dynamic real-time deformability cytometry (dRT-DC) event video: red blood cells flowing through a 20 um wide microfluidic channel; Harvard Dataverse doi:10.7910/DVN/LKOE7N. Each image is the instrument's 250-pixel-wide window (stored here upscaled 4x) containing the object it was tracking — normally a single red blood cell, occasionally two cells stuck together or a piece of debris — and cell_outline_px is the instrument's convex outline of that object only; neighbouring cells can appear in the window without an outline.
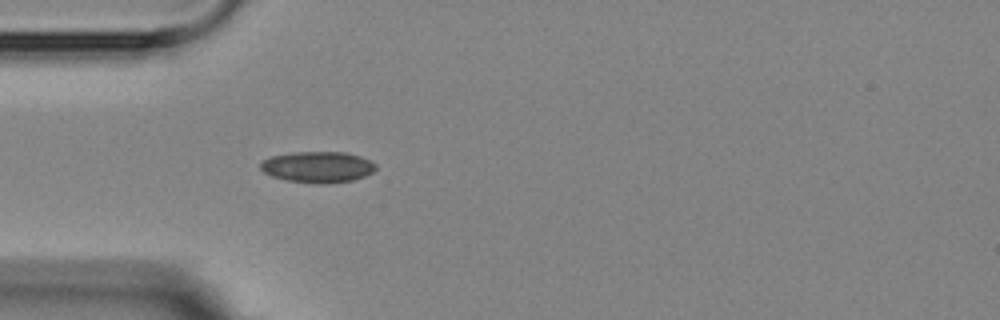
{"species": "Egyptian fruit bat (a non-hibernating species)", "species_latin": "Rousettus aegyptiacus", "temperature_condition": "room temperature", "stored_images_in_passage": 2, "camera_frame_rate_fps": 3000, "um_per_image_px": 0.085, "animal": {"sex": "female"}, "frame": {"image": 1, "passage_image": 2, "time_ms": 1.0, "image_size_px": [1000, 320], "cell_outline_px": [[376, 168], [372, 172], [364, 176], [352, 180], [324, 184], [316, 184], [288, 180], [272, 176], [264, 172], [260, 168], [260, 164], [264, 160], [272, 156], [296, 152], [344, 152], [360, 156], [376, 164]], "centroid_in_image_um": [27.01, 14.2], "position_along_channel_um": 58.0, "area_um2": 20.69}}